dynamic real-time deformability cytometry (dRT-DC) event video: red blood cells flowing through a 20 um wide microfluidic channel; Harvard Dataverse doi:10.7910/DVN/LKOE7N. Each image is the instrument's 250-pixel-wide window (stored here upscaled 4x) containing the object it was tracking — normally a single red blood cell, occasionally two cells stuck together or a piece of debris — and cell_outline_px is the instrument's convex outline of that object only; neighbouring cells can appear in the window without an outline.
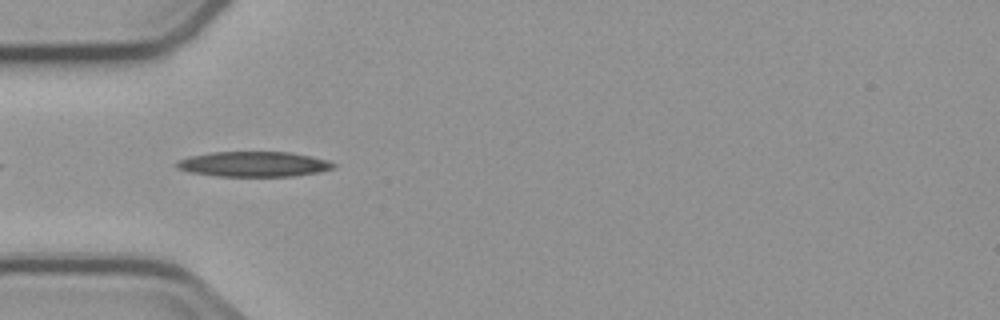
{"species": "common noctule bat (a hibernating species)", "species_latin": "Nyctalus noctula", "temperature_condition": "cold", "stored_images_in_passage": 6, "camera_frame_rate_fps": 3000, "um_per_image_px": 0.085, "animal": {"sex": "male", "body_mass_g": 23.1, "forearm_length_mm": 52.7}, "frame": {"image": 1, "passage_image": 5, "time_ms": 5.0, "image_size_px": [1000, 320], "cell_outline_px": [[336, 168], [320, 172], [292, 176], [216, 176], [188, 172], [176, 168], [176, 160], [188, 156], [212, 152], [292, 152], [312, 156], [328, 160], [336, 164]], "centroid_in_image_um": [21.56, 13.95], "position_along_channel_um": 63.4, "area_um2": 23.29}}
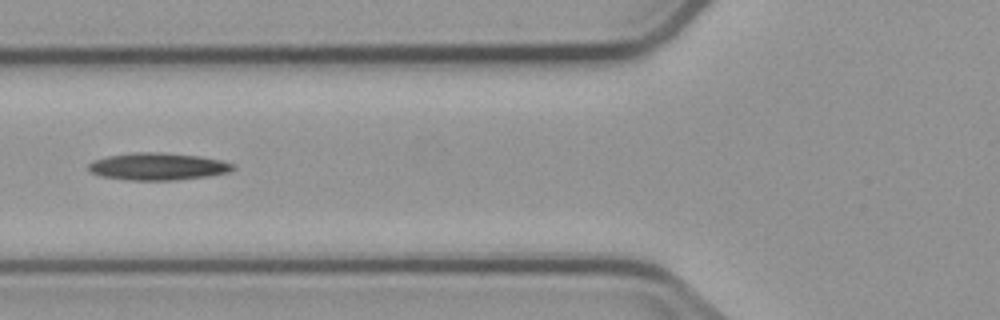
{"frame": {"image": 2, "passage_image": 6, "time_ms": 6.333, "image_size_px": [1000, 320], "cell_outline_px": [[236, 168], [228, 172], [208, 176], [176, 180], [128, 180], [100, 176], [92, 172], [88, 168], [88, 164], [92, 160], [108, 156], [136, 152], [160, 152], [200, 156], [220, 160], [236, 164]], "centroid_in_image_um": [13.43, 14.15], "position_along_channel_um": 112.4, "area_um2": 23.0}}